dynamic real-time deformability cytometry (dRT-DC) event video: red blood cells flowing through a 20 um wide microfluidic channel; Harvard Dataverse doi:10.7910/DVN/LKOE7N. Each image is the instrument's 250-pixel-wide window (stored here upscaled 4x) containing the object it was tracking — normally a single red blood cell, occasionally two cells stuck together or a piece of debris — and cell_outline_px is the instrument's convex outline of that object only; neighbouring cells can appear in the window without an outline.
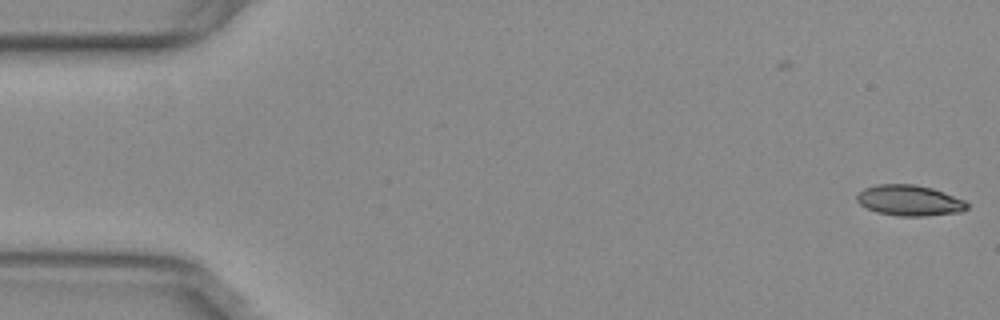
{"species": "common noctule bat (a hibernating species)", "species_latin": "Nyctalus noctula", "temperature_condition": "warm", "stored_images_in_passage": 53, "camera_frame_rate_fps": 3000, "um_per_image_px": 0.085, "animal": {"sex": "female", "body_mass_g": 29.2, "forearm_length_mm": 56.3}, "frame": {"image": 1, "passage_image": 1, "time_ms": 0.0, "image_size_px": [1000, 320], "cell_outline_px": [[968, 208], [960, 212], [924, 216], [900, 216], [876, 212], [860, 204], [856, 200], [856, 196], [864, 188], [876, 184], [916, 184], [932, 188], [964, 200], [968, 204]], "centroid_in_image_um": [77.29, 17.03], "position_along_channel_um": 7.7, "area_um2": 19.65}}
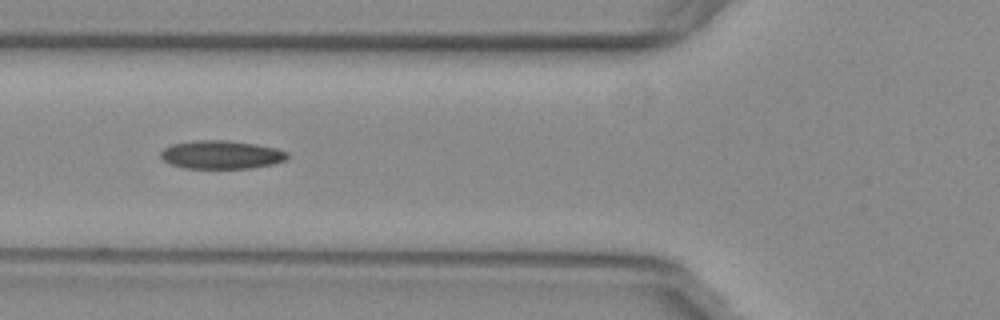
{"frame": {"image": 2, "passage_image": 20, "time_ms": 6.333, "image_size_px": [1000, 320], "cell_outline_px": [[288, 160], [272, 164], [252, 168], [184, 168], [172, 164], [164, 160], [160, 156], [160, 152], [164, 148], [172, 144], [196, 140], [228, 140], [256, 144], [276, 148], [288, 152]], "centroid_in_image_um": [18.84, 13.14], "position_along_channel_um": 107.0, "area_um2": 20.98}}
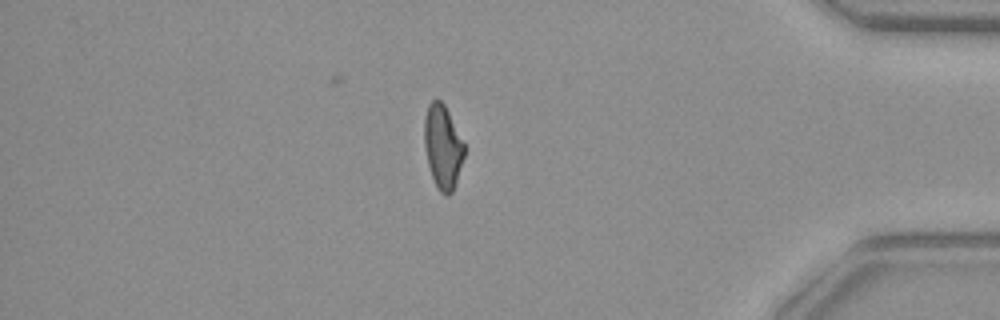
{"frame": {"image": 3, "passage_image": 46, "time_ms": 15.0, "image_size_px": [1000, 320], "cell_outline_px": [[464, 156], [452, 192], [448, 196], [444, 196], [436, 188], [428, 164], [424, 144], [424, 116], [428, 104], [432, 100], [440, 100], [444, 104], [464, 144]], "centroid_in_image_um": [37.61, 12.49], "position_along_channel_um": 397.6, "area_um2": 19.31}}